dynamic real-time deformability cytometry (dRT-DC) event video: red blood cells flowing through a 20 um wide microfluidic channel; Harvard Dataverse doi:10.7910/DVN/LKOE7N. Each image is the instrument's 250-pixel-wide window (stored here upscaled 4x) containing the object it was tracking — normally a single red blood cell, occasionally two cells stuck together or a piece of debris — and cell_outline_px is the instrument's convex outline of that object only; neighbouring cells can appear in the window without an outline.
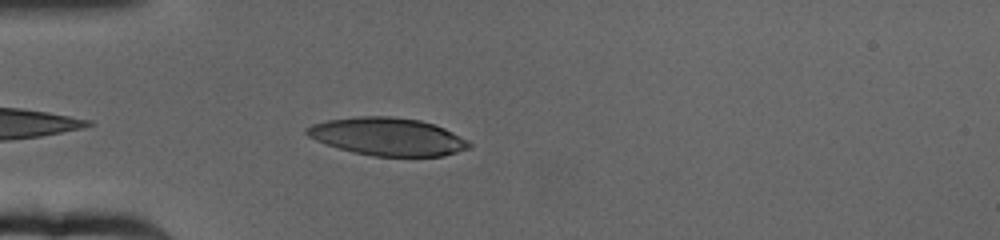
{"species": "human", "species_latin": "Homo sapiens", "temperature_condition": "cold", "stored_images_in_passage": 46, "camera_frame_rate_fps": 3000, "um_per_image_px": 0.085, "donor": {"sex": "female"}, "frame": {"image": 1, "passage_image": 4, "time_ms": 1.0, "image_size_px": [1000, 240], "cell_outline_px": [[472, 144], [468, 148], [444, 156], [372, 156], [352, 152], [316, 140], [308, 136], [304, 132], [304, 128], [312, 124], [328, 120], [360, 116], [388, 116], [420, 120], [444, 128], [468, 140]], "centroid_in_image_um": [32.94, 11.61], "position_along_channel_um": 52.1, "area_um2": 35.55}}
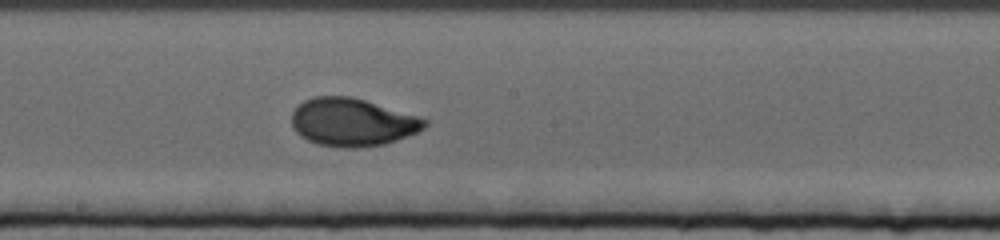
{"frame": {"image": 2, "passage_image": 21, "time_ms": 6.667, "image_size_px": [1000, 240], "cell_outline_px": [[428, 124], [424, 128], [416, 132], [396, 140], [384, 144], [356, 148], [340, 148], [316, 144], [300, 136], [296, 132], [292, 124], [292, 112], [304, 100], [312, 96], [352, 96], [416, 116], [428, 120]], "centroid_in_image_um": [29.91, 10.39], "position_along_channel_um": 218.3, "area_um2": 36.99}}
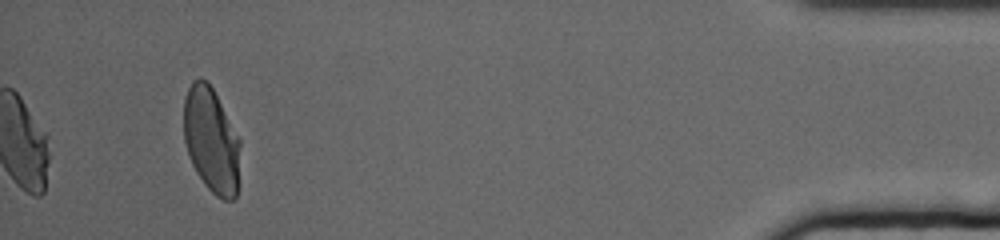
{"frame": {"image": 3, "passage_image": 46, "time_ms": 15.0, "image_size_px": [1000, 240], "cell_outline_px": [[240, 144], [236, 196], [232, 200], [224, 200], [216, 196], [204, 184], [196, 172], [192, 164], [184, 140], [184, 100], [188, 88], [192, 80], [200, 76], [208, 80], [240, 140]], "centroid_in_image_um": [17.94, 11.89], "position_along_channel_um": 417.3, "area_um2": 34.45}, "authors_computed_cell_mechanics": {"area_um2": 36.0383, "velocity_mm_per_s": 3.1519, "shape_relaxation_time_tau1_ms": 3.3195, "shape_relaxation_time_tau2_ms": 0.9868, "deformation_change_tau1": 0.1646, "deformation_change_tau2": 0.0444}}